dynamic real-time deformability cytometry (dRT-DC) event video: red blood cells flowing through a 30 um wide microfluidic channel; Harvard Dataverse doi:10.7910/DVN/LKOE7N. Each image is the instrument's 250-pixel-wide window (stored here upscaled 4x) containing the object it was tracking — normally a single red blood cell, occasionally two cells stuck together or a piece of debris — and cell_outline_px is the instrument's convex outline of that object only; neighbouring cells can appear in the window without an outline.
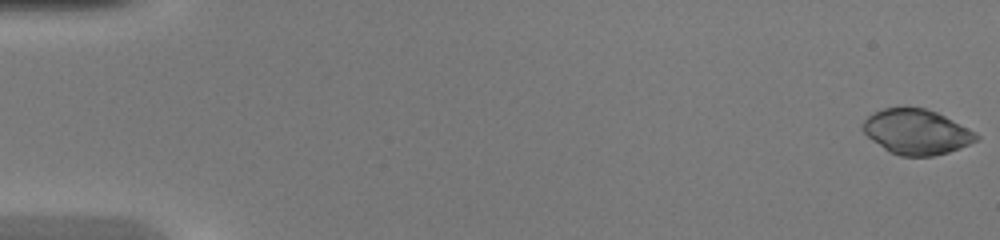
{"species": "common noctule bat (a hibernating species)", "species_latin": "Nyctalus noctula", "temperature_condition": "warm", "stored_images_in_passage": 48, "camera_frame_rate_fps": 3000, "um_per_image_px": 0.085, "animal": {"sex": "female", "body_mass_g": 20.0, "forearm_length_mm": 54.0}, "frame": {"image": 1, "passage_image": 1, "time_ms": 0.0, "image_size_px": [1000, 240], "cell_outline_px": [[980, 140], [960, 148], [948, 152], [932, 156], [900, 156], [888, 152], [872, 140], [864, 132], [864, 120], [872, 112], [884, 108], [904, 104], [924, 108], [936, 112], [976, 132], [980, 136]], "centroid_in_image_um": [77.9, 11.18], "position_along_channel_um": 7.1, "area_um2": 30.23}}